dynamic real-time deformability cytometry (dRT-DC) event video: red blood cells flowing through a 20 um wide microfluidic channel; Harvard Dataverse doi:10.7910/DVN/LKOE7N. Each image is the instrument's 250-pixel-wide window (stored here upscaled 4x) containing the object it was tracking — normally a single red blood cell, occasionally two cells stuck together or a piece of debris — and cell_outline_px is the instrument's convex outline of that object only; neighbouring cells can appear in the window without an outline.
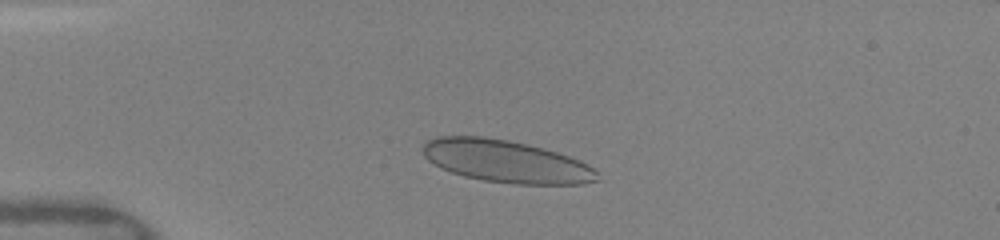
{"species": "human", "species_latin": "Homo sapiens", "temperature_condition": "warm", "stored_images_in_passage": 35, "camera_frame_rate_fps": 3000, "um_per_image_px": 0.085, "donor": {"sex": "female"}, "frame": {"image": 1, "passage_image": 4, "time_ms": 1.0, "image_size_px": [1000, 240], "cell_outline_px": [[604, 180], [584, 184], [516, 184], [484, 180], [464, 176], [440, 168], [428, 160], [424, 156], [424, 144], [428, 140], [436, 136], [480, 136], [508, 140], [528, 144], [544, 148], [580, 160], [588, 164], [600, 172]], "centroid_in_image_um": [43.09, 13.72], "position_along_channel_um": 41.9, "area_um2": 43.41}}
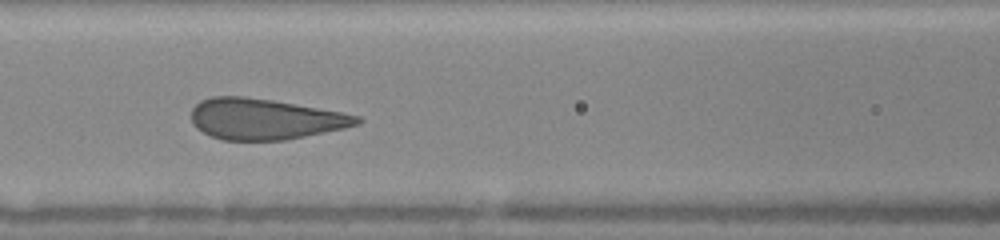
{"frame": {"image": 2, "passage_image": 14, "time_ms": 4.333, "image_size_px": [1000, 240], "cell_outline_px": [[364, 120], [360, 124], [344, 128], [284, 140], [224, 140], [212, 136], [196, 128], [192, 124], [192, 108], [200, 100], [212, 96], [244, 96], [272, 100], [340, 112], [360, 116]], "centroid_in_image_um": [22.49, 10.11], "position_along_channel_um": 144.1, "area_um2": 39.25}}
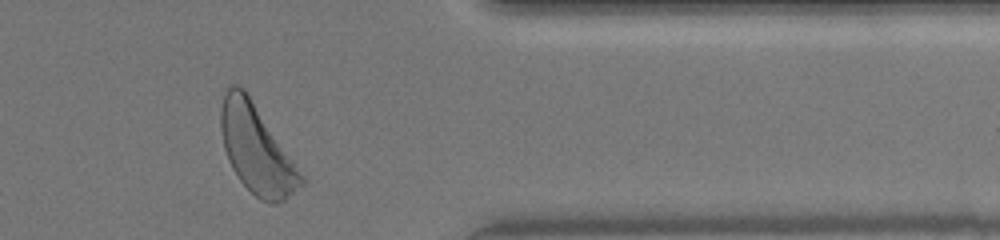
{"frame": {"image": 3, "passage_image": 33, "time_ms": 10.667, "image_size_px": [1000, 240], "cell_outline_px": [[308, 180], [304, 184], [284, 200], [276, 204], [268, 204], [260, 200], [240, 180], [232, 168], [228, 160], [224, 148], [220, 128], [220, 108], [224, 96], [228, 88], [232, 84], [236, 84], [244, 88]], "centroid_in_image_um": [21.83, 12.71], "position_along_channel_um": 389.6, "area_um2": 41.38}, "authors_computed_cell_mechanics": {"area_um2": 40.1132, "velocity_mm_per_s": 4.071, "shape_relaxation_time_tau1_ms": 3.0747, "shape_relaxation_time_tau2_ms": null, "deformation_change_tau1": 0.1319, "deformation_change_tau2": null}}